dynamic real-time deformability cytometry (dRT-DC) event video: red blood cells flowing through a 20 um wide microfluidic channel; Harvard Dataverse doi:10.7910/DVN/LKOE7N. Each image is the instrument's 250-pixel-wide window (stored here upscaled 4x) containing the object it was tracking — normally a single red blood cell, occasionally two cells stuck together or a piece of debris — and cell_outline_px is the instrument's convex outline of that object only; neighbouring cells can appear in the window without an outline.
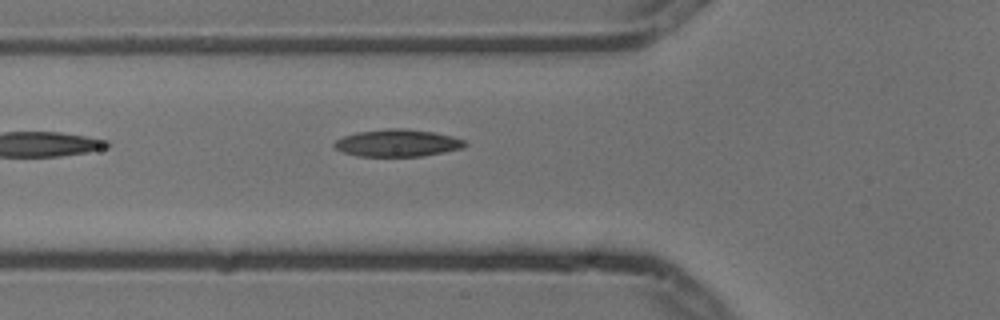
{"species": "common noctule bat (a hibernating species)", "species_latin": "Nyctalus noctula", "temperature_condition": "cold", "stored_images_in_passage": 3, "camera_frame_rate_fps": 3000, "um_per_image_px": 0.085, "animal": {"sex": "male", "body_mass_g": 13.3}, "frame": {"image": 1, "passage_image": 3, "time_ms": 0.667, "image_size_px": [1000, 320], "cell_outline_px": [[468, 144], [464, 148], [420, 156], [356, 156], [344, 152], [336, 148], [332, 144], [336, 140], [344, 136], [356, 132], [388, 128], [408, 128], [432, 132], [452, 136], [464, 140]], "centroid_in_image_um": [33.78, 12.15], "position_along_channel_um": 92.0, "area_um2": 20.69}}